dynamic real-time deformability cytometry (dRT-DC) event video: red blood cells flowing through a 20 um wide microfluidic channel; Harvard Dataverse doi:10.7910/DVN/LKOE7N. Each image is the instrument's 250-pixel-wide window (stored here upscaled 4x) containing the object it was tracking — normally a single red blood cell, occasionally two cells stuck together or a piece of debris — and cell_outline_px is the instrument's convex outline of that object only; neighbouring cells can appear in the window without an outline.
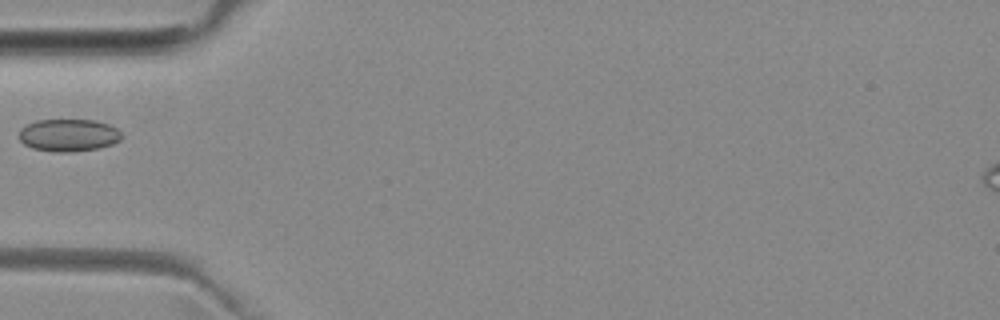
{"species": "common noctule bat (a hibernating species)", "species_latin": "Nyctalus noctula", "temperature_condition": "room temperature", "stored_images_in_passage": 6, "camera_frame_rate_fps": 3000, "um_per_image_px": 0.085, "animal": {"sex": "female", "body_mass_g": 29.2, "forearm_length_mm": 56.3}, "frame": {"image": 1, "passage_image": 5, "time_ms": 5.333, "image_size_px": [1000, 320], "cell_outline_px": [[124, 136], [120, 140], [112, 144], [96, 148], [68, 152], [52, 152], [32, 148], [24, 144], [20, 140], [20, 128], [36, 120], [96, 120], [108, 124], [116, 128]], "centroid_in_image_um": [5.83, 11.49], "position_along_channel_um": 79.2, "area_um2": 19.36}}
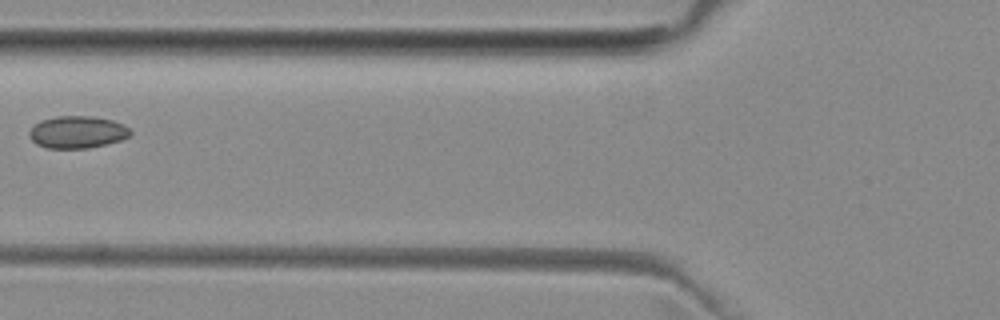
{"frame": {"image": 2, "passage_image": 6, "time_ms": 6.333, "image_size_px": [1000, 320], "cell_outline_px": [[132, 132], [128, 136], [120, 140], [88, 148], [48, 148], [36, 144], [28, 136], [28, 132], [40, 120], [56, 116], [92, 116], [112, 120], [124, 124]], "centroid_in_image_um": [6.55, 11.22], "position_along_channel_um": 119.3, "area_um2": 18.9}}